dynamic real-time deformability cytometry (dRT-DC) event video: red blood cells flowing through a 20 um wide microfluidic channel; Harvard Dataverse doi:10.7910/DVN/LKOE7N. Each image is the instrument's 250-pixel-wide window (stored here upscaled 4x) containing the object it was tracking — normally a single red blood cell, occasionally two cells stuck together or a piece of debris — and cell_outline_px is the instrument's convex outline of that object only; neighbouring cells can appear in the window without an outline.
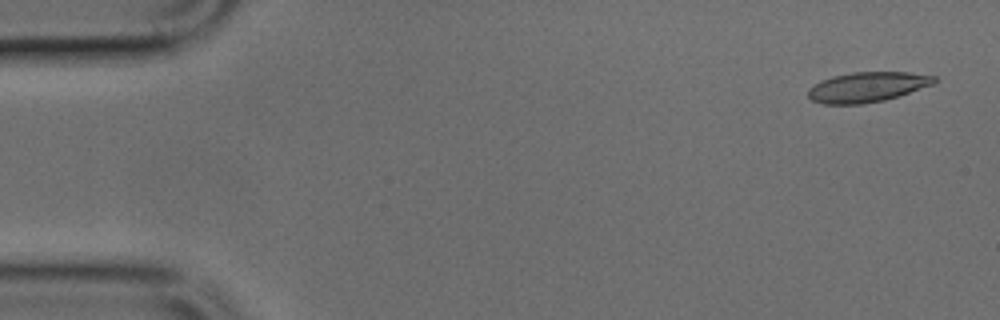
{"species": "common noctule bat (a hibernating species)", "species_latin": "Nyctalus noctula", "temperature_condition": "cold", "stored_images_in_passage": 48, "camera_frame_rate_fps": 3000, "um_per_image_px": 0.085, "animal": {"sex": "male", "body_mass_g": 17.9, "forearm_length_mm": 54.2}, "frame": {"image": 1, "passage_image": 2, "time_ms": 0.333, "image_size_px": [1000, 320], "cell_outline_px": [[936, 80], [932, 84], [884, 100], [860, 104], [824, 104], [812, 100], [808, 96], [808, 88], [820, 80], [832, 76], [852, 72], [908, 72], [936, 76]], "centroid_in_image_um": [73.65, 7.39], "position_along_channel_um": 11.3, "area_um2": 21.85}}
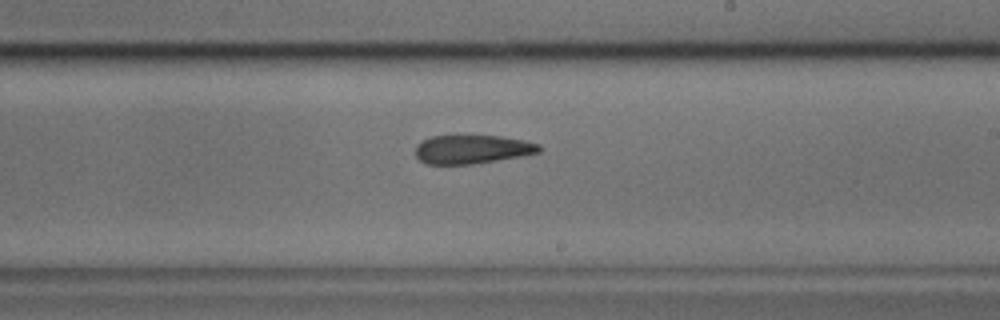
{"frame": {"image": 2, "passage_image": 28, "time_ms": 9.0, "image_size_px": [1000, 320], "cell_outline_px": [[544, 148], [540, 152], [520, 156], [472, 164], [424, 164], [416, 156], [416, 144], [432, 136], [500, 136], [524, 140], [540, 144]], "centroid_in_image_um": [40.15, 12.69], "position_along_channel_um": 248.8, "area_um2": 20.63}}
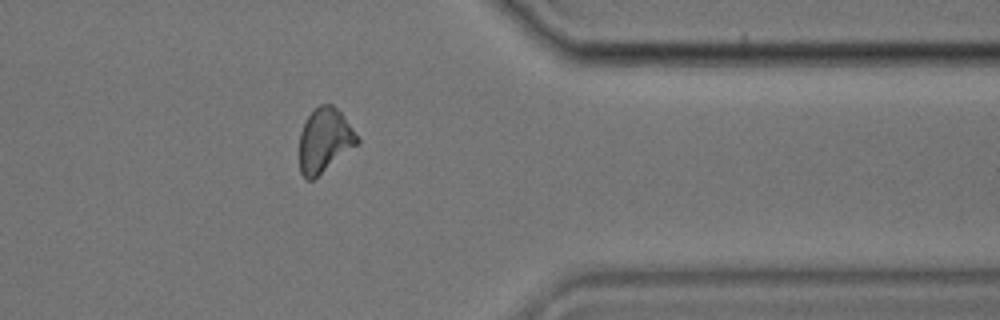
{"frame": {"image": 3, "passage_image": 39, "time_ms": 12.667, "image_size_px": [1000, 320], "cell_outline_px": [[360, 140], [356, 144], [312, 180], [308, 180], [300, 172], [300, 132], [308, 116], [320, 104], [332, 104], [340, 112]], "centroid_in_image_um": [27.55, 11.91], "position_along_channel_um": 383.8, "area_um2": 20.81}}